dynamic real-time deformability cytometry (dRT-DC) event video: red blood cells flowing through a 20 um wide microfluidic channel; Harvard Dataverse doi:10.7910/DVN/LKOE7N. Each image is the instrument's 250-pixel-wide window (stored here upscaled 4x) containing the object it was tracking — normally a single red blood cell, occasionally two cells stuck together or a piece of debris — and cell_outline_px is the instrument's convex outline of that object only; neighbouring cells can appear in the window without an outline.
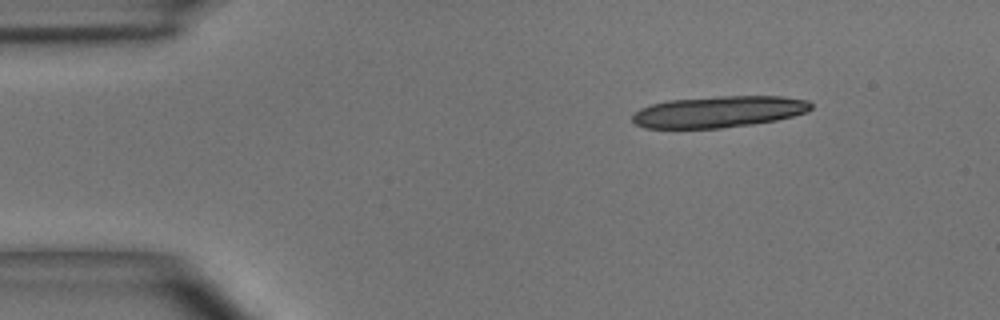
{"species": "common noctule bat (a hibernating species)", "species_latin": "Nyctalus noctula", "temperature_condition": "room temperature", "stored_images_in_passage": 11, "camera_frame_rate_fps": 3000, "um_per_image_px": 0.085, "animal": {"sex": "male", "body_mass_g": 15.6}, "frame": {"image": 1, "passage_image": 1, "time_ms": 0.0, "image_size_px": [1000, 320], "cell_outline_px": [[812, 108], [808, 112], [776, 120], [752, 124], [720, 128], [644, 128], [636, 124], [632, 120], [632, 116], [640, 108], [652, 104], [668, 100], [716, 96], [784, 96], [808, 100], [812, 104]], "centroid_in_image_um": [61.11, 9.49], "position_along_channel_um": 23.9, "area_um2": 32.83}}